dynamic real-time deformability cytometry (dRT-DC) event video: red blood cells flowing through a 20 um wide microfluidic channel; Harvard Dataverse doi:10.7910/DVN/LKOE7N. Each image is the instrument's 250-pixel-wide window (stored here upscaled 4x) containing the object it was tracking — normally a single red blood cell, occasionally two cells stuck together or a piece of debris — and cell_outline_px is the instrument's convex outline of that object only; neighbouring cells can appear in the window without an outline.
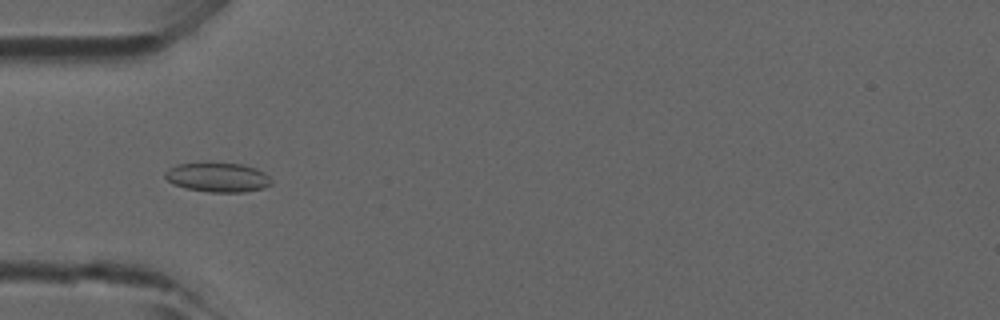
{"species": "common noctule bat (a hibernating species)", "species_latin": "Nyctalus noctula", "temperature_condition": "room temperature", "stored_images_in_passage": 46, "camera_frame_rate_fps": 3000, "um_per_image_px": 0.085, "animal": {"sex": "male", "forearm_length_mm": 52.5}, "frame": {"image": 1, "passage_image": 14, "time_ms": 4.333, "image_size_px": [1000, 320], "cell_outline_px": [[272, 184], [264, 188], [244, 192], [208, 192], [188, 188], [172, 184], [164, 176], [164, 172], [168, 168], [176, 164], [208, 160], [240, 164], [256, 168], [264, 172], [272, 180]], "centroid_in_image_um": [18.48, 15.03], "position_along_channel_um": 66.5, "area_um2": 18.9}}
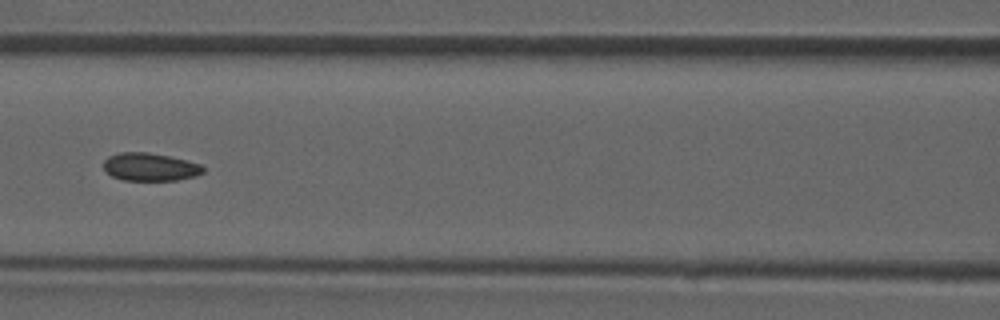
{"frame": {"image": 2, "passage_image": 20, "time_ms": 6.333, "image_size_px": [1000, 320], "cell_outline_px": [[204, 172], [196, 176], [176, 180], [124, 180], [112, 176], [104, 168], [104, 160], [108, 156], [120, 152], [148, 152], [168, 156], [200, 164], [204, 168]], "centroid_in_image_um": [12.75, 14.19], "position_along_channel_um": 153.9, "area_um2": 16.07}}